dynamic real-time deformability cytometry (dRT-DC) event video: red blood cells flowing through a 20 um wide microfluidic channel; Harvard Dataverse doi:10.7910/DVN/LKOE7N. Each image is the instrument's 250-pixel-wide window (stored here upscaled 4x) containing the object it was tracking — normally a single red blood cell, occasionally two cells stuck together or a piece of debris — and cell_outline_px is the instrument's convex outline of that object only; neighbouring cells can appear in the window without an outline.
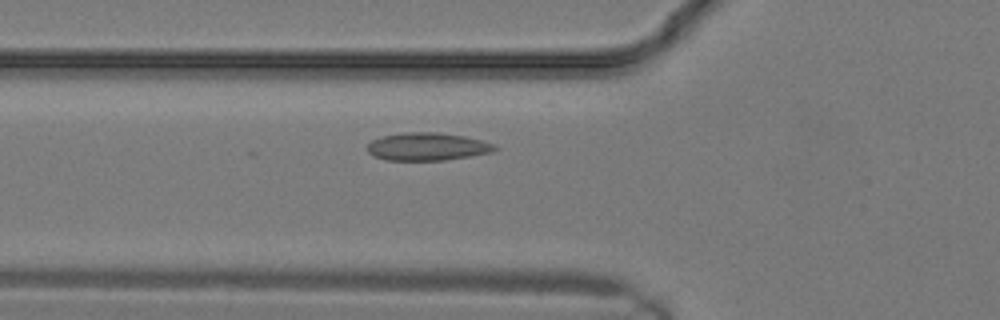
{"species": "common noctule bat (a hibernating species)", "species_latin": "Nyctalus noctula", "temperature_condition": "warm", "stored_images_in_passage": 7, "camera_frame_rate_fps": 3000, "um_per_image_px": 0.085, "animal": {"sex": "male", "body_mass_g": 19.2, "forearm_length_mm": 51.8}, "frame": {"image": 1, "passage_image": 2, "time_ms": 0.333, "image_size_px": [1000, 320], "cell_outline_px": [[500, 148], [492, 152], [444, 160], [388, 160], [372, 156], [368, 152], [368, 144], [372, 140], [380, 136], [404, 132], [436, 132], [464, 136], [480, 140], [492, 144]], "centroid_in_image_um": [36.29, 12.46], "position_along_channel_um": 89.5, "area_um2": 20.58}}
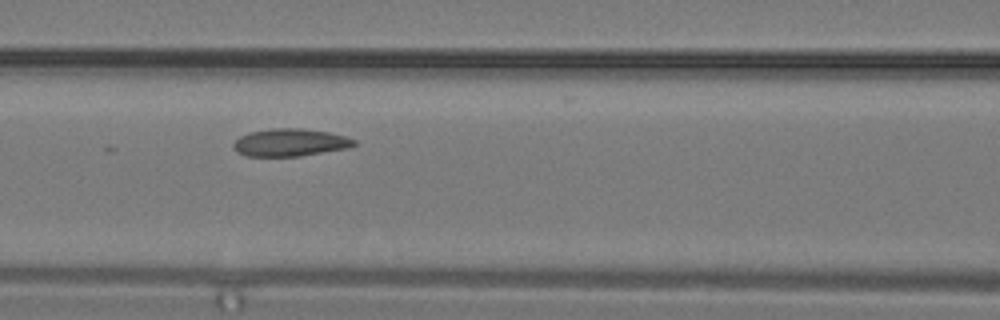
{"frame": {"image": 2, "passage_image": 4, "time_ms": 1.0, "image_size_px": [1000, 320], "cell_outline_px": [[356, 144], [348, 148], [300, 156], [248, 156], [240, 152], [232, 144], [240, 136], [248, 132], [272, 128], [300, 128], [328, 132], [344, 136], [356, 140]], "centroid_in_image_um": [24.68, 12.1], "position_along_channel_um": 141.9, "area_um2": 19.19}}
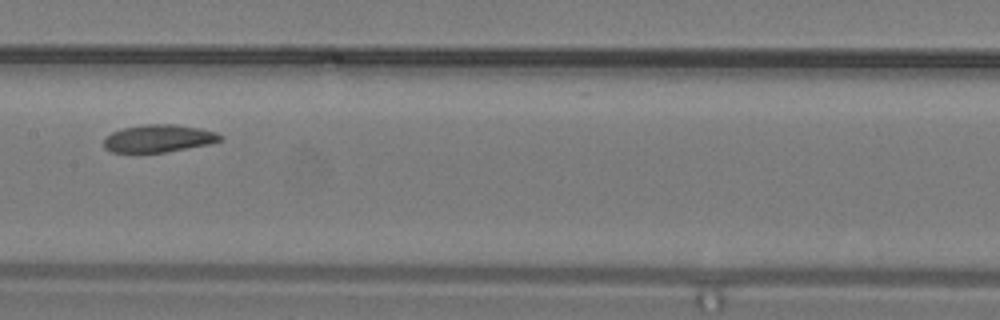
{"frame": {"image": 3, "passage_image": 6, "time_ms": 1.667, "image_size_px": [1000, 320], "cell_outline_px": [[224, 136], [220, 140], [208, 144], [164, 152], [112, 152], [104, 148], [104, 140], [112, 132], [124, 128], [144, 124], [172, 124], [200, 128], [216, 132]], "centroid_in_image_um": [13.48, 11.76], "position_along_channel_um": 193.9, "area_um2": 18.44}}